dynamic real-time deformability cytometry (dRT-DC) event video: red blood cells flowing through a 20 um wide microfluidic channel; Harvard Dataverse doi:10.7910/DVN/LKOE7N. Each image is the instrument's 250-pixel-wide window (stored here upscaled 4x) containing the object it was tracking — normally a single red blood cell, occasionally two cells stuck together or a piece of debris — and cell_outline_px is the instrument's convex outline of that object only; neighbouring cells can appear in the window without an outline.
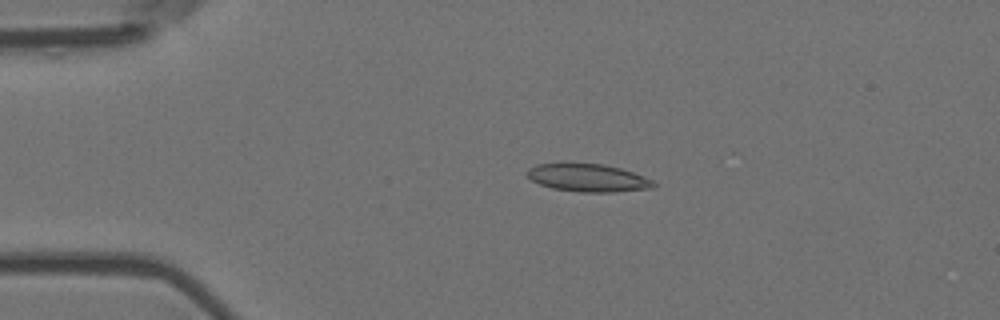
{"species": "Egyptian fruit bat (a non-hibernating species)", "species_latin": "Rousettus aegyptiacus", "temperature_condition": "room temperature", "stored_images_in_passage": 55, "camera_frame_rate_fps": 3000, "um_per_image_px": 0.085, "animal": {"sex": "female"}, "frame": {"image": 1, "passage_image": 12, "time_ms": 3.667, "image_size_px": [1000, 320], "cell_outline_px": [[656, 188], [612, 192], [580, 192], [552, 188], [540, 184], [532, 180], [524, 172], [528, 168], [536, 164], [604, 164], [620, 168], [644, 176], [652, 180], [656, 184]], "centroid_in_image_um": [49.99, 15.12], "position_along_channel_um": 35.0, "area_um2": 20.4}}
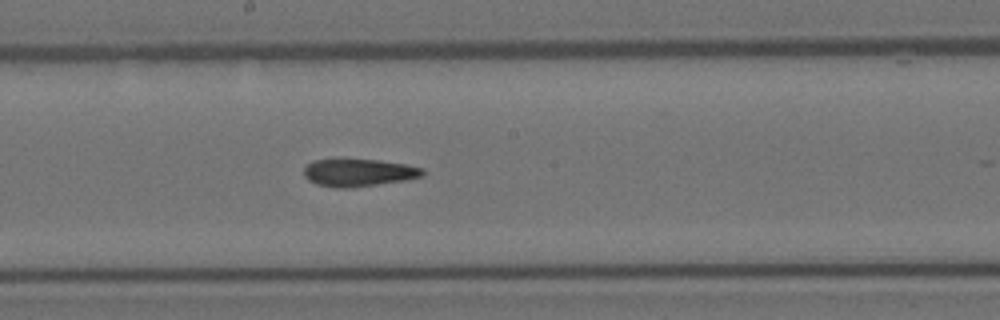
{"frame": {"image": 2, "passage_image": 30, "time_ms": 9.667, "image_size_px": [1000, 320], "cell_outline_px": [[424, 176], [404, 180], [348, 188], [336, 188], [316, 184], [308, 180], [304, 176], [304, 168], [312, 160], [336, 156], [344, 156], [380, 160], [404, 164], [424, 168]], "centroid_in_image_um": [30.41, 14.61], "position_along_channel_um": 217.8, "area_um2": 19.94}}
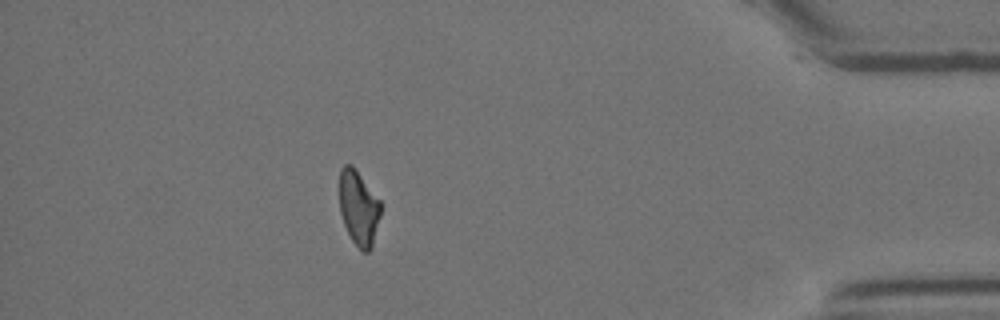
{"frame": {"image": 3, "passage_image": 49, "time_ms": 16.0, "image_size_px": [1000, 320], "cell_outline_px": [[380, 216], [372, 248], [368, 252], [360, 252], [352, 240], [344, 224], [340, 212], [340, 168], [344, 164], [352, 164], [356, 168], [380, 200]], "centroid_in_image_um": [30.49, 17.67], "position_along_channel_um": 404.7, "area_um2": 18.15}, "authors_computed_cell_mechanics": {"area_um2": 19.4208, "velocity_mm_per_s": 3.6839, "shape_relaxation_time_tau1_ms": null, "shape_relaxation_time_tau2_ms": 5.2723, "deformation_change_tau1": null, "deformation_change_tau2": 0.139}}